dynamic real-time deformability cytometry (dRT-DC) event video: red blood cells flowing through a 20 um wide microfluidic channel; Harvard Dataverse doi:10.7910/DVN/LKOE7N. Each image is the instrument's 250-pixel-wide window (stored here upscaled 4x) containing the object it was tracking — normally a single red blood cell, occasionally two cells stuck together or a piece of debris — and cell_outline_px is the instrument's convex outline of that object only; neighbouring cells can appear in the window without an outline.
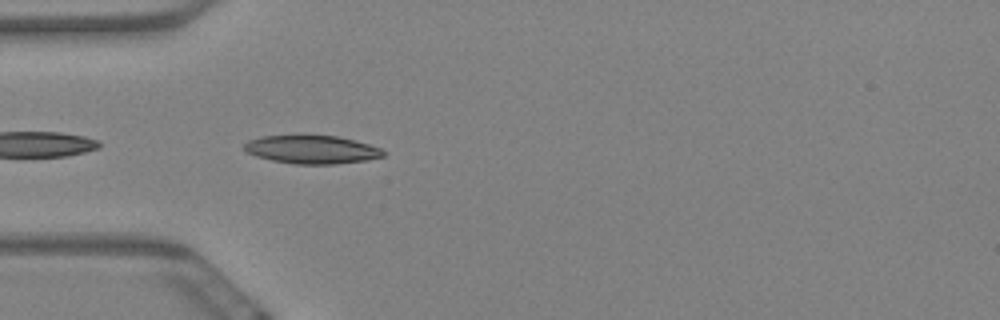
{"species": "Egyptian fruit bat (a non-hibernating species)", "species_latin": "Rousettus aegyptiacus", "temperature_condition": "warm", "stored_images_in_passage": 9, "camera_frame_rate_fps": 3000, "um_per_image_px": 0.085, "animal": {"sex": "female"}, "frame": {"image": 1, "passage_image": 2, "time_ms": 0.333, "image_size_px": [1000, 320], "cell_outline_px": [[384, 156], [364, 160], [336, 164], [296, 164], [272, 160], [256, 156], [248, 152], [244, 148], [244, 144], [248, 140], [260, 136], [300, 132], [336, 136], [368, 144], [380, 148], [384, 152]], "centroid_in_image_um": [26.43, 12.66], "position_along_channel_um": 58.6, "area_um2": 23.58}}